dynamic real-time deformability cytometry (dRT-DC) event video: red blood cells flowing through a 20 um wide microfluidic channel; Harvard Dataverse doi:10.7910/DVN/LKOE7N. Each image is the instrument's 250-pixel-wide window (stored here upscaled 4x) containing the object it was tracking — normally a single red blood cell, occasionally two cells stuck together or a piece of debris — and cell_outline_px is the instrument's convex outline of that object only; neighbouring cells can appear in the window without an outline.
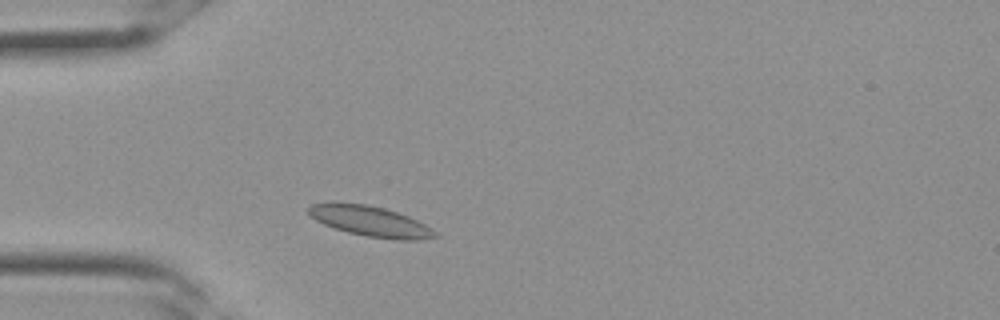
{"species": "Egyptian fruit bat (a non-hibernating species)", "species_latin": "Rousettus aegyptiacus", "temperature_condition": "room temperature", "stored_images_in_passage": 17, "camera_frame_rate_fps": 3000, "um_per_image_px": 0.085, "frame": {"image": 1, "passage_image": 4, "time_ms": 1.0, "image_size_px": [1000, 320], "cell_outline_px": [[440, 236], [420, 240], [396, 240], [364, 236], [348, 232], [324, 224], [316, 220], [304, 208], [312, 204], [332, 200], [336, 200], [364, 204], [384, 208], [408, 216], [432, 228]], "centroid_in_image_um": [31.43, 18.78], "position_along_channel_um": 53.6, "area_um2": 22.83}}
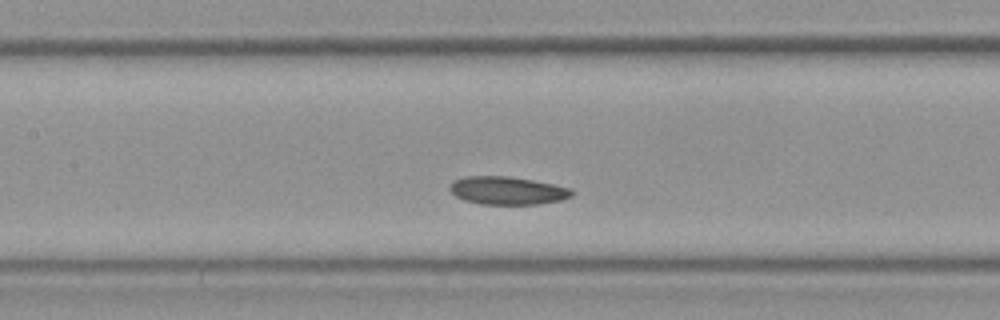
{"frame": {"image": 2, "passage_image": 10, "time_ms": 3.0, "image_size_px": [1000, 320], "cell_outline_px": [[572, 196], [560, 200], [536, 204], [480, 204], [464, 200], [456, 196], [448, 188], [448, 184], [452, 180], [464, 176], [508, 176], [532, 180], [572, 188]], "centroid_in_image_um": [43.07, 16.19], "position_along_channel_um": 164.3, "area_um2": 19.94}}
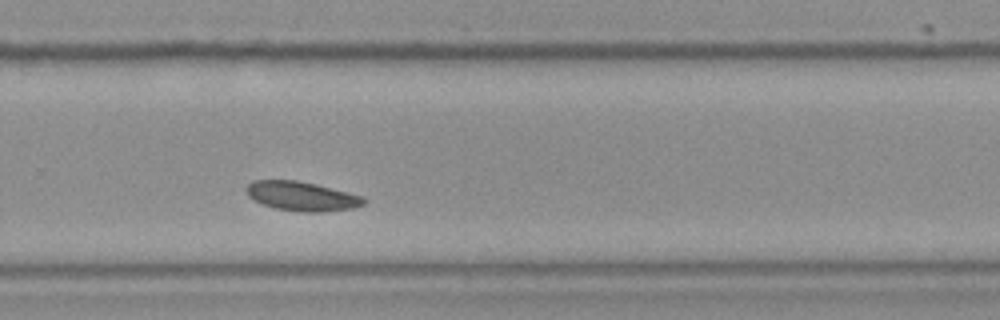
{"frame": {"image": 3, "passage_image": 17, "time_ms": 5.333, "image_size_px": [1000, 320], "cell_outline_px": [[368, 200], [364, 204], [352, 208], [320, 212], [300, 212], [276, 208], [264, 204], [248, 196], [244, 188], [252, 180], [296, 180], [316, 184], [364, 196]], "centroid_in_image_um": [25.66, 16.67], "position_along_channel_um": 304.1, "area_um2": 20.06}}